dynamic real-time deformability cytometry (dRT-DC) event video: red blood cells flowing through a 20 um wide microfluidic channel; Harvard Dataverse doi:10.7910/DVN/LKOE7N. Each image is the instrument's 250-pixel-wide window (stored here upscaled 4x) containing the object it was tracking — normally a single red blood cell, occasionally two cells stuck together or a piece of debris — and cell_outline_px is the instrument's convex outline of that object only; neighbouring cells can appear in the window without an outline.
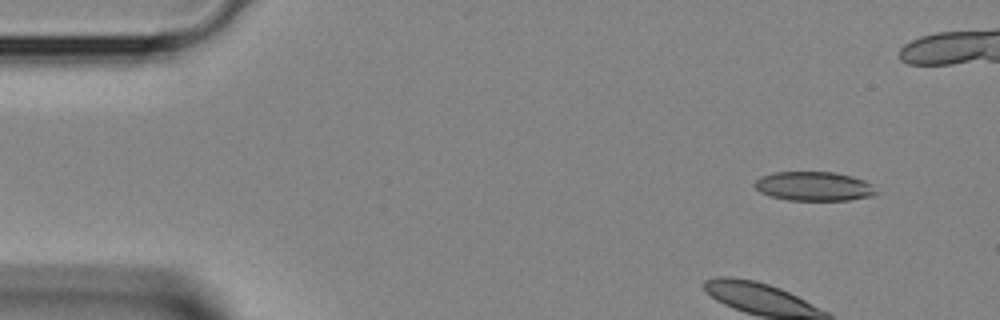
{"species": "Egyptian fruit bat (a non-hibernating species)", "species_latin": "Rousettus aegyptiacus", "temperature_condition": "room temperature", "stored_images_in_passage": 4, "camera_frame_rate_fps": 3000, "um_per_image_px": 0.085, "animal": {"sex": "female"}, "frame": {"image": 1, "passage_image": 1, "time_ms": 0.0, "image_size_px": [1000, 320], "cell_outline_px": [[876, 192], [872, 196], [848, 200], [788, 200], [772, 196], [760, 192], [752, 184], [760, 176], [772, 172], [836, 172], [852, 176], [864, 180], [872, 184]], "centroid_in_image_um": [69.16, 15.82], "position_along_channel_um": 15.8, "area_um2": 20.69}}
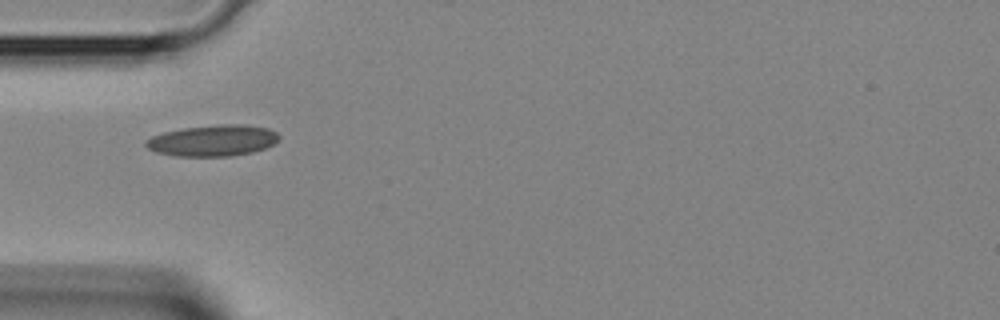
{"frame": {"image": 2, "passage_image": 4, "time_ms": 1.0, "image_size_px": [1000, 320], "cell_outline_px": [[280, 140], [276, 144], [252, 152], [232, 156], [172, 156], [156, 152], [148, 148], [144, 144], [144, 140], [152, 136], [164, 132], [184, 128], [220, 124], [244, 124], [268, 128], [276, 132], [280, 136]], "centroid_in_image_um": [18.11, 11.95], "position_along_channel_um": 66.9, "area_um2": 24.45}}